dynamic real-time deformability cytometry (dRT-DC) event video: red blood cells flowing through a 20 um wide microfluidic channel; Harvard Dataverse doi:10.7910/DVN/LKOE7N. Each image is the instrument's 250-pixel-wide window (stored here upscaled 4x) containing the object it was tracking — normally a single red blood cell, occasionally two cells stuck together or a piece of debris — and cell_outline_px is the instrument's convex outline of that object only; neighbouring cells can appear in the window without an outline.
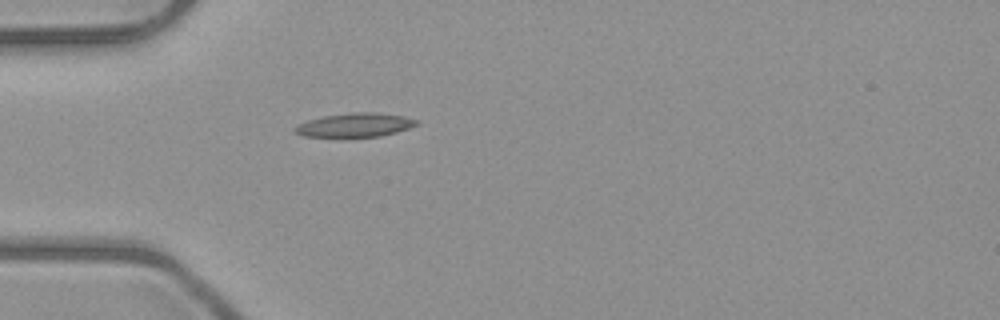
{"species": "common noctule bat (a hibernating species)", "species_latin": "Nyctalus noctula", "temperature_condition": "room temperature", "stored_images_in_passage": 1, "camera_frame_rate_fps": 3000, "um_per_image_px": 0.085, "animal": {"sex": "male", "body_mass_g": 23.1, "forearm_length_mm": 52.7}, "frame": {"image": 1, "passage_image": 1, "time_ms": 0.0, "image_size_px": [1000, 320], "cell_outline_px": [[420, 124], [396, 132], [380, 136], [304, 136], [296, 132], [292, 128], [308, 120], [324, 116], [352, 112], [376, 112], [404, 116], [420, 120]], "centroid_in_image_um": [30.24, 10.61], "position_along_channel_um": 54.8, "area_um2": 16.7}}